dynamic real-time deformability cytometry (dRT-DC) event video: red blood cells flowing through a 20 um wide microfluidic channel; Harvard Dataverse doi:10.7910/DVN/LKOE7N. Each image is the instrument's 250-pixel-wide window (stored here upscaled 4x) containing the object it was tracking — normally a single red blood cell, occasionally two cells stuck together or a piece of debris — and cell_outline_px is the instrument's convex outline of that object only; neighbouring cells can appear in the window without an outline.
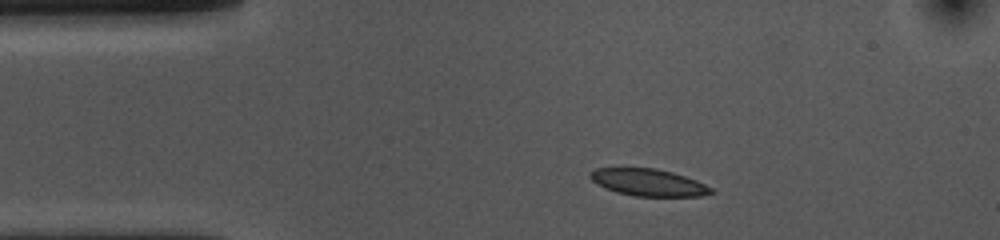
{"species": "common noctule bat (a hibernating species)", "species_latin": "Nyctalus noctula", "temperature_condition": "cold", "stored_images_in_passage": 38, "camera_frame_rate_fps": 3000, "um_per_image_px": 0.085, "animal": {"sex": "female", "body_mass_g": 10.0, "forearm_length_mm": 53.1}, "frame": {"image": 1, "passage_image": 1, "time_ms": 0.0, "image_size_px": [1000, 240], "cell_outline_px": [[716, 192], [700, 196], [636, 196], [616, 192], [604, 188], [596, 184], [588, 176], [596, 168], [656, 168], [672, 172], [696, 180], [712, 188]], "centroid_in_image_um": [55.11, 15.51], "position_along_channel_um": 29.9, "area_um2": 19.02}}
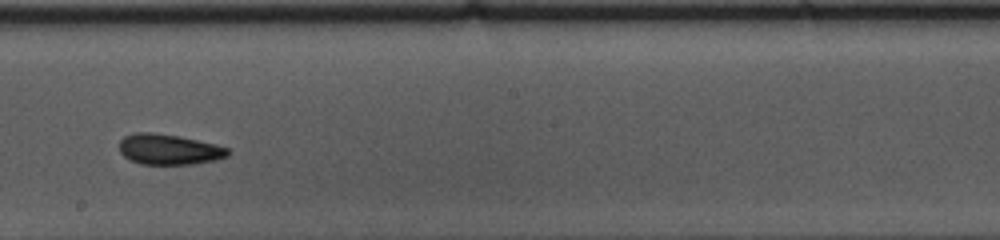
{"frame": {"image": 2, "passage_image": 21, "time_ms": 6.667, "image_size_px": [1000, 240], "cell_outline_px": [[232, 152], [228, 156], [216, 160], [192, 164], [140, 164], [124, 156], [120, 152], [120, 140], [124, 136], [136, 132], [152, 132], [180, 136], [216, 144], [228, 148]], "centroid_in_image_um": [14.39, 12.69], "position_along_channel_um": 233.8, "area_um2": 19.42}}
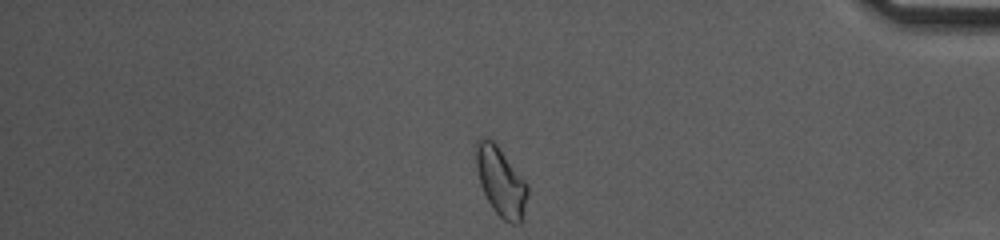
{"frame": {"image": 3, "passage_image": 37, "time_ms": 12.0, "image_size_px": [1000, 240], "cell_outline_px": [[528, 196], [524, 220], [520, 224], [512, 224], [504, 220], [492, 208], [480, 184], [476, 168], [476, 140], [484, 136], [492, 140], [496, 144], [528, 184]], "centroid_in_image_um": [42.6, 15.47], "position_along_channel_um": 392.6, "area_um2": 20.87}, "authors_computed_cell_mechanics": {"area_um2": 19.4497, "velocity_mm_per_s": 3.6085, "shape_relaxation_time_tau1_ms": 2.8548, "shape_relaxation_time_tau2_ms": 2.4414, "deformation_change_tau1": 0.0958, "deformation_change_tau2": 0.0646}}